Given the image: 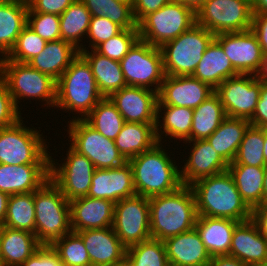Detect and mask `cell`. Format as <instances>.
<instances>
[{"label":"cell","instance_id":"obj_6","mask_svg":"<svg viewBox=\"0 0 267 266\" xmlns=\"http://www.w3.org/2000/svg\"><path fill=\"white\" fill-rule=\"evenodd\" d=\"M0 76L4 79L9 93L18 110L19 100H42L43 105L55 107L56 81L28 63L10 61L6 57L0 58Z\"/></svg>","mask_w":267,"mask_h":266},{"label":"cell","instance_id":"obj_25","mask_svg":"<svg viewBox=\"0 0 267 266\" xmlns=\"http://www.w3.org/2000/svg\"><path fill=\"white\" fill-rule=\"evenodd\" d=\"M229 255L248 266L267 261V238L260 233L252 219L235 226Z\"/></svg>","mask_w":267,"mask_h":266},{"label":"cell","instance_id":"obj_57","mask_svg":"<svg viewBox=\"0 0 267 266\" xmlns=\"http://www.w3.org/2000/svg\"><path fill=\"white\" fill-rule=\"evenodd\" d=\"M253 14H267V0H251Z\"/></svg>","mask_w":267,"mask_h":266},{"label":"cell","instance_id":"obj_61","mask_svg":"<svg viewBox=\"0 0 267 266\" xmlns=\"http://www.w3.org/2000/svg\"><path fill=\"white\" fill-rule=\"evenodd\" d=\"M30 0H0V3H18L23 5H28Z\"/></svg>","mask_w":267,"mask_h":266},{"label":"cell","instance_id":"obj_36","mask_svg":"<svg viewBox=\"0 0 267 266\" xmlns=\"http://www.w3.org/2000/svg\"><path fill=\"white\" fill-rule=\"evenodd\" d=\"M28 5L0 3V57H6L27 25Z\"/></svg>","mask_w":267,"mask_h":266},{"label":"cell","instance_id":"obj_37","mask_svg":"<svg viewBox=\"0 0 267 266\" xmlns=\"http://www.w3.org/2000/svg\"><path fill=\"white\" fill-rule=\"evenodd\" d=\"M91 14L81 0H75L60 15L61 39L70 42L79 51L84 50L82 39L87 35ZM85 35V36H84Z\"/></svg>","mask_w":267,"mask_h":266},{"label":"cell","instance_id":"obj_10","mask_svg":"<svg viewBox=\"0 0 267 266\" xmlns=\"http://www.w3.org/2000/svg\"><path fill=\"white\" fill-rule=\"evenodd\" d=\"M119 63L128 86L159 92L165 77L160 47L138 39Z\"/></svg>","mask_w":267,"mask_h":266},{"label":"cell","instance_id":"obj_22","mask_svg":"<svg viewBox=\"0 0 267 266\" xmlns=\"http://www.w3.org/2000/svg\"><path fill=\"white\" fill-rule=\"evenodd\" d=\"M69 203L73 232L113 226L115 203L112 201L86 196L71 200Z\"/></svg>","mask_w":267,"mask_h":266},{"label":"cell","instance_id":"obj_27","mask_svg":"<svg viewBox=\"0 0 267 266\" xmlns=\"http://www.w3.org/2000/svg\"><path fill=\"white\" fill-rule=\"evenodd\" d=\"M238 221L198 216L195 228L211 257L229 255L232 234Z\"/></svg>","mask_w":267,"mask_h":266},{"label":"cell","instance_id":"obj_63","mask_svg":"<svg viewBox=\"0 0 267 266\" xmlns=\"http://www.w3.org/2000/svg\"><path fill=\"white\" fill-rule=\"evenodd\" d=\"M118 1H121V2H124V3H126V4H129V5H131L132 7H133L134 2H135V0H118Z\"/></svg>","mask_w":267,"mask_h":266},{"label":"cell","instance_id":"obj_7","mask_svg":"<svg viewBox=\"0 0 267 266\" xmlns=\"http://www.w3.org/2000/svg\"><path fill=\"white\" fill-rule=\"evenodd\" d=\"M23 119L0 129V164L49 165L47 139L41 137V130L26 127Z\"/></svg>","mask_w":267,"mask_h":266},{"label":"cell","instance_id":"obj_23","mask_svg":"<svg viewBox=\"0 0 267 266\" xmlns=\"http://www.w3.org/2000/svg\"><path fill=\"white\" fill-rule=\"evenodd\" d=\"M163 242L169 266H208L212 258L195 227Z\"/></svg>","mask_w":267,"mask_h":266},{"label":"cell","instance_id":"obj_13","mask_svg":"<svg viewBox=\"0 0 267 266\" xmlns=\"http://www.w3.org/2000/svg\"><path fill=\"white\" fill-rule=\"evenodd\" d=\"M66 156L62 164L55 162L50 156L49 172L50 180L70 202L88 195L96 168L85 155L78 153L71 146Z\"/></svg>","mask_w":267,"mask_h":266},{"label":"cell","instance_id":"obj_28","mask_svg":"<svg viewBox=\"0 0 267 266\" xmlns=\"http://www.w3.org/2000/svg\"><path fill=\"white\" fill-rule=\"evenodd\" d=\"M79 53L80 51L70 42L62 39L50 41L28 64L57 81Z\"/></svg>","mask_w":267,"mask_h":266},{"label":"cell","instance_id":"obj_12","mask_svg":"<svg viewBox=\"0 0 267 266\" xmlns=\"http://www.w3.org/2000/svg\"><path fill=\"white\" fill-rule=\"evenodd\" d=\"M195 14L196 24L215 35L244 32L252 27L251 0H208Z\"/></svg>","mask_w":267,"mask_h":266},{"label":"cell","instance_id":"obj_42","mask_svg":"<svg viewBox=\"0 0 267 266\" xmlns=\"http://www.w3.org/2000/svg\"><path fill=\"white\" fill-rule=\"evenodd\" d=\"M126 266H169L164 242L150 238L127 248Z\"/></svg>","mask_w":267,"mask_h":266},{"label":"cell","instance_id":"obj_11","mask_svg":"<svg viewBox=\"0 0 267 266\" xmlns=\"http://www.w3.org/2000/svg\"><path fill=\"white\" fill-rule=\"evenodd\" d=\"M68 121L69 145L78 153L85 155L96 169H110L123 165L127 160L117 149L114 140L106 138L84 119Z\"/></svg>","mask_w":267,"mask_h":266},{"label":"cell","instance_id":"obj_64","mask_svg":"<svg viewBox=\"0 0 267 266\" xmlns=\"http://www.w3.org/2000/svg\"><path fill=\"white\" fill-rule=\"evenodd\" d=\"M252 266H267V261H264L262 263H258V264L252 265Z\"/></svg>","mask_w":267,"mask_h":266},{"label":"cell","instance_id":"obj_62","mask_svg":"<svg viewBox=\"0 0 267 266\" xmlns=\"http://www.w3.org/2000/svg\"><path fill=\"white\" fill-rule=\"evenodd\" d=\"M263 153H264L265 162H266V165H267V129H265V140H264Z\"/></svg>","mask_w":267,"mask_h":266},{"label":"cell","instance_id":"obj_45","mask_svg":"<svg viewBox=\"0 0 267 266\" xmlns=\"http://www.w3.org/2000/svg\"><path fill=\"white\" fill-rule=\"evenodd\" d=\"M138 39V29H123L116 36L98 45L95 50L109 59L120 62Z\"/></svg>","mask_w":267,"mask_h":266},{"label":"cell","instance_id":"obj_38","mask_svg":"<svg viewBox=\"0 0 267 266\" xmlns=\"http://www.w3.org/2000/svg\"><path fill=\"white\" fill-rule=\"evenodd\" d=\"M84 120L103 136L112 140L116 139L125 123L109 97H103Z\"/></svg>","mask_w":267,"mask_h":266},{"label":"cell","instance_id":"obj_40","mask_svg":"<svg viewBox=\"0 0 267 266\" xmlns=\"http://www.w3.org/2000/svg\"><path fill=\"white\" fill-rule=\"evenodd\" d=\"M264 140L265 129L249 125L239 145L236 157L229 165L265 167L266 162L263 153Z\"/></svg>","mask_w":267,"mask_h":266},{"label":"cell","instance_id":"obj_53","mask_svg":"<svg viewBox=\"0 0 267 266\" xmlns=\"http://www.w3.org/2000/svg\"><path fill=\"white\" fill-rule=\"evenodd\" d=\"M251 30L256 34L262 52L267 53V14H253Z\"/></svg>","mask_w":267,"mask_h":266},{"label":"cell","instance_id":"obj_4","mask_svg":"<svg viewBox=\"0 0 267 266\" xmlns=\"http://www.w3.org/2000/svg\"><path fill=\"white\" fill-rule=\"evenodd\" d=\"M102 98L89 63L79 53L56 81L55 108L78 113L75 119H84Z\"/></svg>","mask_w":267,"mask_h":266},{"label":"cell","instance_id":"obj_20","mask_svg":"<svg viewBox=\"0 0 267 266\" xmlns=\"http://www.w3.org/2000/svg\"><path fill=\"white\" fill-rule=\"evenodd\" d=\"M136 195L133 184V171L129 161L110 169H95L89 197L119 202Z\"/></svg>","mask_w":267,"mask_h":266},{"label":"cell","instance_id":"obj_1","mask_svg":"<svg viewBox=\"0 0 267 266\" xmlns=\"http://www.w3.org/2000/svg\"><path fill=\"white\" fill-rule=\"evenodd\" d=\"M198 216L228 218L238 222L251 219L252 210L242 200L227 171L201 178L191 185Z\"/></svg>","mask_w":267,"mask_h":266},{"label":"cell","instance_id":"obj_31","mask_svg":"<svg viewBox=\"0 0 267 266\" xmlns=\"http://www.w3.org/2000/svg\"><path fill=\"white\" fill-rule=\"evenodd\" d=\"M80 54L89 63L99 92L103 97H109L113 92L127 86L124 75L118 61L98 53L95 49L91 52L84 48Z\"/></svg>","mask_w":267,"mask_h":266},{"label":"cell","instance_id":"obj_9","mask_svg":"<svg viewBox=\"0 0 267 266\" xmlns=\"http://www.w3.org/2000/svg\"><path fill=\"white\" fill-rule=\"evenodd\" d=\"M196 24L195 12L184 4L169 2L145 15L138 23L139 39L161 47Z\"/></svg>","mask_w":267,"mask_h":266},{"label":"cell","instance_id":"obj_47","mask_svg":"<svg viewBox=\"0 0 267 266\" xmlns=\"http://www.w3.org/2000/svg\"><path fill=\"white\" fill-rule=\"evenodd\" d=\"M122 30L119 25L105 16H91L88 35L85 37L90 39L88 47L91 48L90 50L95 49L102 42L116 36Z\"/></svg>","mask_w":267,"mask_h":266},{"label":"cell","instance_id":"obj_58","mask_svg":"<svg viewBox=\"0 0 267 266\" xmlns=\"http://www.w3.org/2000/svg\"><path fill=\"white\" fill-rule=\"evenodd\" d=\"M191 8L195 13L204 5L208 0H172Z\"/></svg>","mask_w":267,"mask_h":266},{"label":"cell","instance_id":"obj_8","mask_svg":"<svg viewBox=\"0 0 267 266\" xmlns=\"http://www.w3.org/2000/svg\"><path fill=\"white\" fill-rule=\"evenodd\" d=\"M215 34L194 24L178 37L164 43L160 49L165 75L192 76Z\"/></svg>","mask_w":267,"mask_h":266},{"label":"cell","instance_id":"obj_43","mask_svg":"<svg viewBox=\"0 0 267 266\" xmlns=\"http://www.w3.org/2000/svg\"><path fill=\"white\" fill-rule=\"evenodd\" d=\"M51 246L65 266H91L87 249L76 232L67 233L55 240Z\"/></svg>","mask_w":267,"mask_h":266},{"label":"cell","instance_id":"obj_2","mask_svg":"<svg viewBox=\"0 0 267 266\" xmlns=\"http://www.w3.org/2000/svg\"><path fill=\"white\" fill-rule=\"evenodd\" d=\"M151 238L165 239L195 227L198 217L195 197L188 185L172 193L149 198Z\"/></svg>","mask_w":267,"mask_h":266},{"label":"cell","instance_id":"obj_35","mask_svg":"<svg viewBox=\"0 0 267 266\" xmlns=\"http://www.w3.org/2000/svg\"><path fill=\"white\" fill-rule=\"evenodd\" d=\"M226 117L220 97L214 91L194 108L191 141L206 140Z\"/></svg>","mask_w":267,"mask_h":266},{"label":"cell","instance_id":"obj_5","mask_svg":"<svg viewBox=\"0 0 267 266\" xmlns=\"http://www.w3.org/2000/svg\"><path fill=\"white\" fill-rule=\"evenodd\" d=\"M35 236L42 245L71 232L70 203L49 179L34 191Z\"/></svg>","mask_w":267,"mask_h":266},{"label":"cell","instance_id":"obj_46","mask_svg":"<svg viewBox=\"0 0 267 266\" xmlns=\"http://www.w3.org/2000/svg\"><path fill=\"white\" fill-rule=\"evenodd\" d=\"M27 25L47 42L61 39L60 16L57 14L28 12Z\"/></svg>","mask_w":267,"mask_h":266},{"label":"cell","instance_id":"obj_16","mask_svg":"<svg viewBox=\"0 0 267 266\" xmlns=\"http://www.w3.org/2000/svg\"><path fill=\"white\" fill-rule=\"evenodd\" d=\"M233 68L239 74L258 75L263 52L256 34L250 29L244 32L215 35Z\"/></svg>","mask_w":267,"mask_h":266},{"label":"cell","instance_id":"obj_14","mask_svg":"<svg viewBox=\"0 0 267 266\" xmlns=\"http://www.w3.org/2000/svg\"><path fill=\"white\" fill-rule=\"evenodd\" d=\"M112 227L127 248L150 239L149 198L136 194L115 203Z\"/></svg>","mask_w":267,"mask_h":266},{"label":"cell","instance_id":"obj_32","mask_svg":"<svg viewBox=\"0 0 267 266\" xmlns=\"http://www.w3.org/2000/svg\"><path fill=\"white\" fill-rule=\"evenodd\" d=\"M249 125L247 119L226 117L206 140L229 165L234 161Z\"/></svg>","mask_w":267,"mask_h":266},{"label":"cell","instance_id":"obj_60","mask_svg":"<svg viewBox=\"0 0 267 266\" xmlns=\"http://www.w3.org/2000/svg\"><path fill=\"white\" fill-rule=\"evenodd\" d=\"M263 204H267V165L264 167Z\"/></svg>","mask_w":267,"mask_h":266},{"label":"cell","instance_id":"obj_26","mask_svg":"<svg viewBox=\"0 0 267 266\" xmlns=\"http://www.w3.org/2000/svg\"><path fill=\"white\" fill-rule=\"evenodd\" d=\"M41 246L34 233L0 225V266H20Z\"/></svg>","mask_w":267,"mask_h":266},{"label":"cell","instance_id":"obj_19","mask_svg":"<svg viewBox=\"0 0 267 266\" xmlns=\"http://www.w3.org/2000/svg\"><path fill=\"white\" fill-rule=\"evenodd\" d=\"M87 249L91 266H121L125 264L127 247L113 227L86 229L76 232Z\"/></svg>","mask_w":267,"mask_h":266},{"label":"cell","instance_id":"obj_30","mask_svg":"<svg viewBox=\"0 0 267 266\" xmlns=\"http://www.w3.org/2000/svg\"><path fill=\"white\" fill-rule=\"evenodd\" d=\"M193 113L194 109L187 107L157 105V121L155 128L158 142L161 143L162 139L165 137L176 139V142L177 140L191 141ZM160 118H162L163 121H160Z\"/></svg>","mask_w":267,"mask_h":266},{"label":"cell","instance_id":"obj_34","mask_svg":"<svg viewBox=\"0 0 267 266\" xmlns=\"http://www.w3.org/2000/svg\"><path fill=\"white\" fill-rule=\"evenodd\" d=\"M242 200L252 210L263 205L264 167L228 165Z\"/></svg>","mask_w":267,"mask_h":266},{"label":"cell","instance_id":"obj_48","mask_svg":"<svg viewBox=\"0 0 267 266\" xmlns=\"http://www.w3.org/2000/svg\"><path fill=\"white\" fill-rule=\"evenodd\" d=\"M21 117V111L16 107L4 79L0 76V129L16 124Z\"/></svg>","mask_w":267,"mask_h":266},{"label":"cell","instance_id":"obj_55","mask_svg":"<svg viewBox=\"0 0 267 266\" xmlns=\"http://www.w3.org/2000/svg\"><path fill=\"white\" fill-rule=\"evenodd\" d=\"M208 266H248L237 258L230 255L213 256Z\"/></svg>","mask_w":267,"mask_h":266},{"label":"cell","instance_id":"obj_49","mask_svg":"<svg viewBox=\"0 0 267 266\" xmlns=\"http://www.w3.org/2000/svg\"><path fill=\"white\" fill-rule=\"evenodd\" d=\"M20 266H65L51 245H42Z\"/></svg>","mask_w":267,"mask_h":266},{"label":"cell","instance_id":"obj_29","mask_svg":"<svg viewBox=\"0 0 267 266\" xmlns=\"http://www.w3.org/2000/svg\"><path fill=\"white\" fill-rule=\"evenodd\" d=\"M238 74L221 45L214 39L205 50L192 77L215 90L223 81Z\"/></svg>","mask_w":267,"mask_h":266},{"label":"cell","instance_id":"obj_15","mask_svg":"<svg viewBox=\"0 0 267 266\" xmlns=\"http://www.w3.org/2000/svg\"><path fill=\"white\" fill-rule=\"evenodd\" d=\"M261 90V79L253 74H238L223 81L215 92L227 117L249 120L255 111Z\"/></svg>","mask_w":267,"mask_h":266},{"label":"cell","instance_id":"obj_39","mask_svg":"<svg viewBox=\"0 0 267 266\" xmlns=\"http://www.w3.org/2000/svg\"><path fill=\"white\" fill-rule=\"evenodd\" d=\"M2 225L35 234L34 192L10 195L6 217Z\"/></svg>","mask_w":267,"mask_h":266},{"label":"cell","instance_id":"obj_41","mask_svg":"<svg viewBox=\"0 0 267 266\" xmlns=\"http://www.w3.org/2000/svg\"><path fill=\"white\" fill-rule=\"evenodd\" d=\"M91 16H105L122 29H138L133 7L118 0H81Z\"/></svg>","mask_w":267,"mask_h":266},{"label":"cell","instance_id":"obj_18","mask_svg":"<svg viewBox=\"0 0 267 266\" xmlns=\"http://www.w3.org/2000/svg\"><path fill=\"white\" fill-rule=\"evenodd\" d=\"M215 90L192 76L165 75L158 92L157 105H173L194 109Z\"/></svg>","mask_w":267,"mask_h":266},{"label":"cell","instance_id":"obj_56","mask_svg":"<svg viewBox=\"0 0 267 266\" xmlns=\"http://www.w3.org/2000/svg\"><path fill=\"white\" fill-rule=\"evenodd\" d=\"M10 195L0 191V225L3 224L8 207V200Z\"/></svg>","mask_w":267,"mask_h":266},{"label":"cell","instance_id":"obj_21","mask_svg":"<svg viewBox=\"0 0 267 266\" xmlns=\"http://www.w3.org/2000/svg\"><path fill=\"white\" fill-rule=\"evenodd\" d=\"M189 144L190 155L180 168V177L183 185H191L195 181L220 174L228 170V164L218 155L207 140L184 141Z\"/></svg>","mask_w":267,"mask_h":266},{"label":"cell","instance_id":"obj_44","mask_svg":"<svg viewBox=\"0 0 267 266\" xmlns=\"http://www.w3.org/2000/svg\"><path fill=\"white\" fill-rule=\"evenodd\" d=\"M46 44V40L26 25L6 58L10 61L28 63L44 49Z\"/></svg>","mask_w":267,"mask_h":266},{"label":"cell","instance_id":"obj_59","mask_svg":"<svg viewBox=\"0 0 267 266\" xmlns=\"http://www.w3.org/2000/svg\"><path fill=\"white\" fill-rule=\"evenodd\" d=\"M257 77L267 83V53H263L262 64Z\"/></svg>","mask_w":267,"mask_h":266},{"label":"cell","instance_id":"obj_17","mask_svg":"<svg viewBox=\"0 0 267 266\" xmlns=\"http://www.w3.org/2000/svg\"><path fill=\"white\" fill-rule=\"evenodd\" d=\"M109 98L125 122L156 124L158 92L127 85Z\"/></svg>","mask_w":267,"mask_h":266},{"label":"cell","instance_id":"obj_51","mask_svg":"<svg viewBox=\"0 0 267 266\" xmlns=\"http://www.w3.org/2000/svg\"><path fill=\"white\" fill-rule=\"evenodd\" d=\"M249 122L250 125L267 129V83L263 80H261L259 100Z\"/></svg>","mask_w":267,"mask_h":266},{"label":"cell","instance_id":"obj_50","mask_svg":"<svg viewBox=\"0 0 267 266\" xmlns=\"http://www.w3.org/2000/svg\"><path fill=\"white\" fill-rule=\"evenodd\" d=\"M75 0H30L28 12L61 15Z\"/></svg>","mask_w":267,"mask_h":266},{"label":"cell","instance_id":"obj_54","mask_svg":"<svg viewBox=\"0 0 267 266\" xmlns=\"http://www.w3.org/2000/svg\"><path fill=\"white\" fill-rule=\"evenodd\" d=\"M251 219L257 225L260 233L267 238V204L252 209Z\"/></svg>","mask_w":267,"mask_h":266},{"label":"cell","instance_id":"obj_3","mask_svg":"<svg viewBox=\"0 0 267 266\" xmlns=\"http://www.w3.org/2000/svg\"><path fill=\"white\" fill-rule=\"evenodd\" d=\"M167 151L163 144L158 142L150 150L128 160L132 167L137 195L150 198L172 193L183 185L180 167L173 162L175 160H172Z\"/></svg>","mask_w":267,"mask_h":266},{"label":"cell","instance_id":"obj_52","mask_svg":"<svg viewBox=\"0 0 267 266\" xmlns=\"http://www.w3.org/2000/svg\"><path fill=\"white\" fill-rule=\"evenodd\" d=\"M172 0H135L133 15L138 23L145 15L157 11Z\"/></svg>","mask_w":267,"mask_h":266},{"label":"cell","instance_id":"obj_24","mask_svg":"<svg viewBox=\"0 0 267 266\" xmlns=\"http://www.w3.org/2000/svg\"><path fill=\"white\" fill-rule=\"evenodd\" d=\"M49 166L0 164V191L8 195L34 192L50 179Z\"/></svg>","mask_w":267,"mask_h":266},{"label":"cell","instance_id":"obj_33","mask_svg":"<svg viewBox=\"0 0 267 266\" xmlns=\"http://www.w3.org/2000/svg\"><path fill=\"white\" fill-rule=\"evenodd\" d=\"M155 125L131 122L124 123L114 143L127 161L150 150L158 143Z\"/></svg>","mask_w":267,"mask_h":266}]
</instances>
